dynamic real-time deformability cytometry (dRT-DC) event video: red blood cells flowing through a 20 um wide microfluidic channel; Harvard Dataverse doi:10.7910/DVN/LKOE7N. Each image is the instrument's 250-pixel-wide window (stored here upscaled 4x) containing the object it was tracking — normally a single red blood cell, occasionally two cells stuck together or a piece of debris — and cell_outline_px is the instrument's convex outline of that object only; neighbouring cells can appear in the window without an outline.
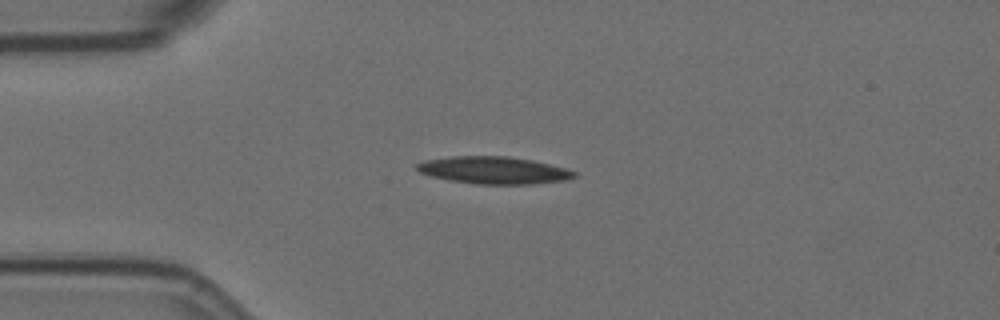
{"species": "Egyptian fruit bat (a non-hibernating species)", "species_latin": "Rousettus aegyptiacus", "temperature_condition": "room temperature", "stored_images_in_passage": 3, "camera_frame_rate_fps": 3000, "um_per_image_px": 0.085, "animal": {"sex": "female"}, "frame": {"image": 1, "passage_image": 3, "time_ms": 2.333, "image_size_px": [1000, 320], "cell_outline_px": [[580, 176], [568, 180], [532, 184], [476, 184], [452, 180], [432, 176], [420, 172], [416, 168], [416, 164], [424, 160], [452, 156], [508, 156], [532, 160], [564, 168], [576, 172]], "centroid_in_image_um": [42.01, 14.47], "position_along_channel_um": 43.0, "area_um2": 24.97}}